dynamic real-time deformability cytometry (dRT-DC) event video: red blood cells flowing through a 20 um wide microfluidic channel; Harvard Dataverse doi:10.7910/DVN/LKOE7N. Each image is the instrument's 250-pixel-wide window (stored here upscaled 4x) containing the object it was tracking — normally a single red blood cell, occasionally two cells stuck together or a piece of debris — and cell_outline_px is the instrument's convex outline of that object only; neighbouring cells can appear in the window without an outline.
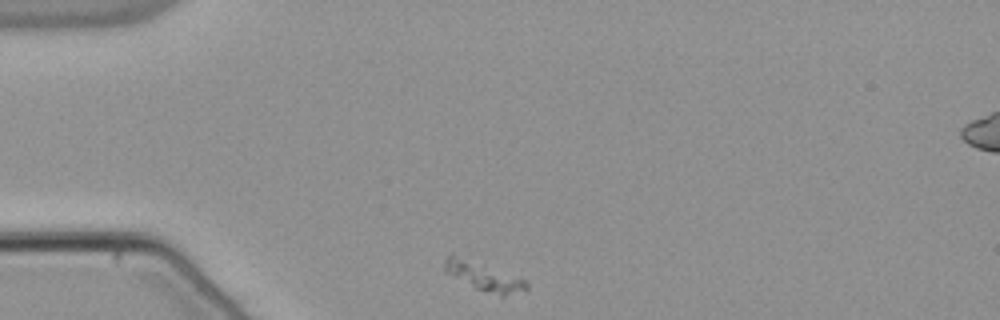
{"species": "common noctule bat (a hibernating species)", "species_latin": "Nyctalus noctula", "temperature_condition": "warm", "stored_images_in_passage": 35, "camera_frame_rate_fps": 3000, "um_per_image_px": 0.085, "animal": {"sex": "male", "body_mass_g": 21.5, "forearm_length_mm": 52.0}, "frame": {"image": 1, "passage_image": 1, "time_ms": 0.0, "image_size_px": [1000, 320], "cell_outline_px": [[528, 288], [504, 296], [500, 296], [476, 288], [444, 272], [444, 260], [448, 252], [452, 252], [484, 264], [524, 280], [528, 284]], "centroid_in_image_um": [41.01, 23.44], "position_along_channel_um": 44.0, "area_um2": 13.47}}
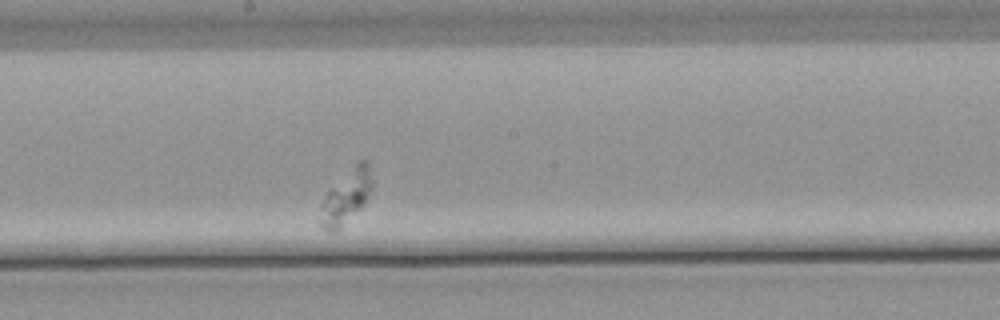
{"frame": {"image": 2, "passage_image": 19, "time_ms": 6.0, "image_size_px": [1000, 320], "cell_outline_px": [[372, 188], [364, 204], [336, 232], [328, 232], [320, 224], [320, 204], [328, 192], [356, 160], [368, 160], [372, 184]], "centroid_in_image_um": [29.42, 16.71], "position_along_channel_um": 218.8, "area_um2": 16.13}}
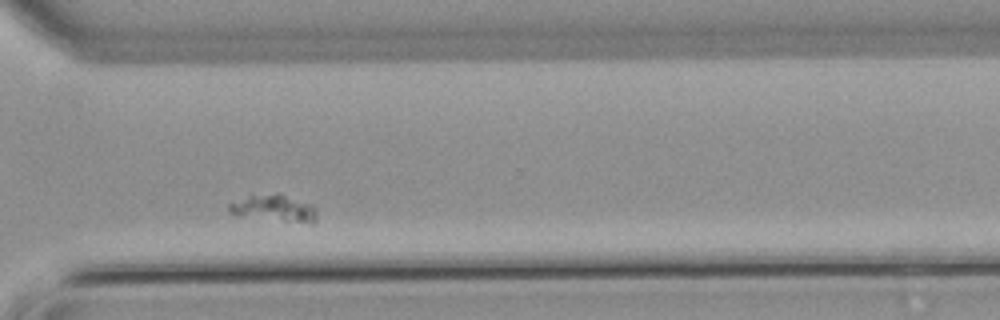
{"frame": {"image": 3, "passage_image": 30, "time_ms": 9.667, "image_size_px": [1000, 320], "cell_outline_px": [[316, 220], [312, 224], [236, 216], [228, 212], [228, 204], [252, 196], [276, 192], [312, 204], [316, 208]], "centroid_in_image_um": [23.33, 17.72], "position_along_channel_um": 347.3, "area_um2": 13.81}}